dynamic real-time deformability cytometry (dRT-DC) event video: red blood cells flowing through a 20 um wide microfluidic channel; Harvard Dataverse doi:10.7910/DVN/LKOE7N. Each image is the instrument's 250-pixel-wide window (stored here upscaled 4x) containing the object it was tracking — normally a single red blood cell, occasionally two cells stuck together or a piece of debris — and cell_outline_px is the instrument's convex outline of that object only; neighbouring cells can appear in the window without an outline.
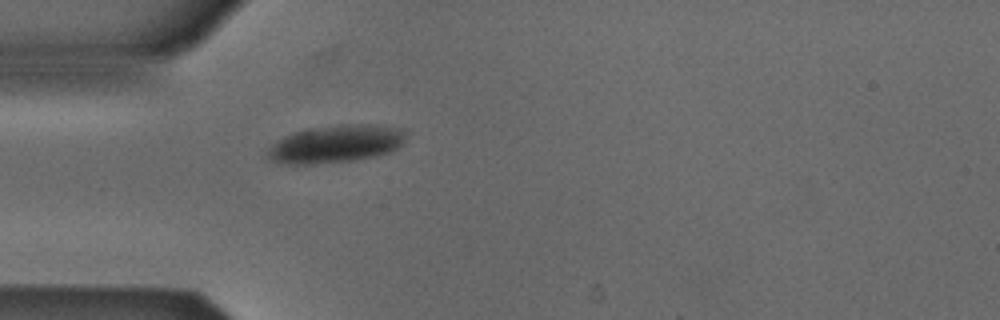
{"species": "Egyptian fruit bat (a non-hibernating species)", "species_latin": "Rousettus aegyptiacus", "temperature_condition": "cold", "stored_images_in_passage": 23, "camera_frame_rate_fps": 3000, "um_per_image_px": 0.085, "animal": {"sex": "male"}, "frame": {"image": 1, "passage_image": 1, "time_ms": 0.0, "image_size_px": [1000, 320], "cell_outline_px": [[404, 144], [388, 152], [376, 156], [352, 160], [312, 164], [296, 164], [268, 160], [268, 148], [276, 140], [284, 136], [308, 128], [340, 124], [372, 124], [404, 128]], "centroid_in_image_um": [28.56, 12.21], "position_along_channel_um": 56.4, "area_um2": 30.29}}
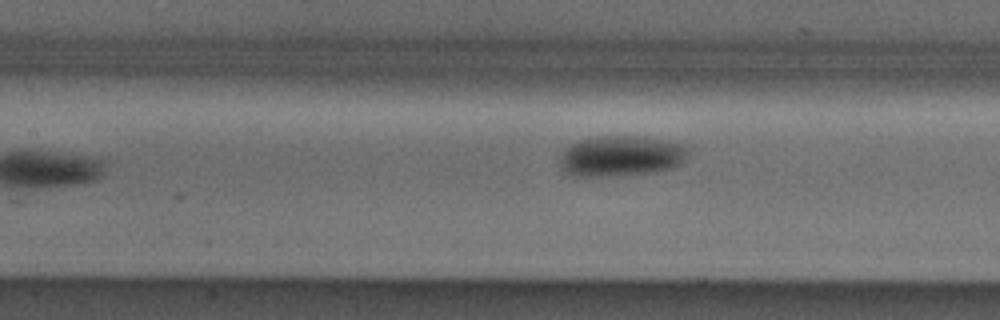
{"frame": {"image": 2, "passage_image": 9, "time_ms": 2.667, "image_size_px": [1000, 320], "cell_outline_px": [[692, 144], [684, 160], [680, 164], [672, 168], [656, 172], [620, 176], [572, 176], [564, 172], [560, 164], [560, 156], [564, 148], [580, 140], [600, 136], [636, 136]], "centroid_in_image_um": [52.83, 13.27], "position_along_channel_um": 154.6, "area_um2": 30.92}}
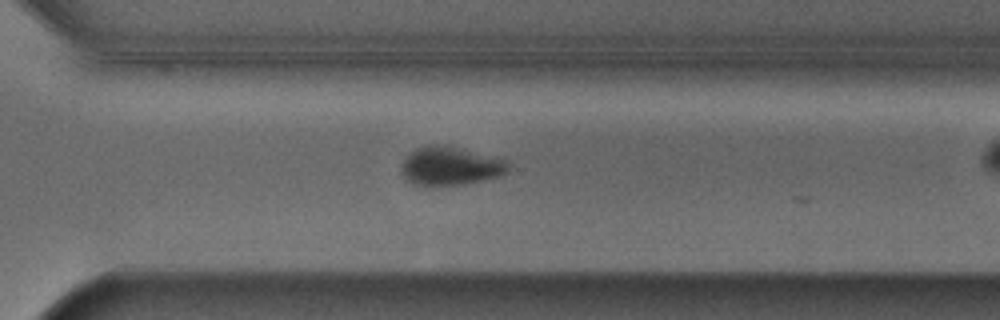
{"frame": {"image": 3, "passage_image": 19, "time_ms": 6.0, "image_size_px": [1000, 320], "cell_outline_px": [[508, 172], [500, 176], [464, 184], [432, 188], [428, 188], [404, 180], [400, 168], [404, 160], [416, 148], [428, 144], [448, 144], [504, 160], [508, 164]], "centroid_in_image_um": [38.22, 14.14], "position_along_channel_um": 332.4, "area_um2": 24.51}}